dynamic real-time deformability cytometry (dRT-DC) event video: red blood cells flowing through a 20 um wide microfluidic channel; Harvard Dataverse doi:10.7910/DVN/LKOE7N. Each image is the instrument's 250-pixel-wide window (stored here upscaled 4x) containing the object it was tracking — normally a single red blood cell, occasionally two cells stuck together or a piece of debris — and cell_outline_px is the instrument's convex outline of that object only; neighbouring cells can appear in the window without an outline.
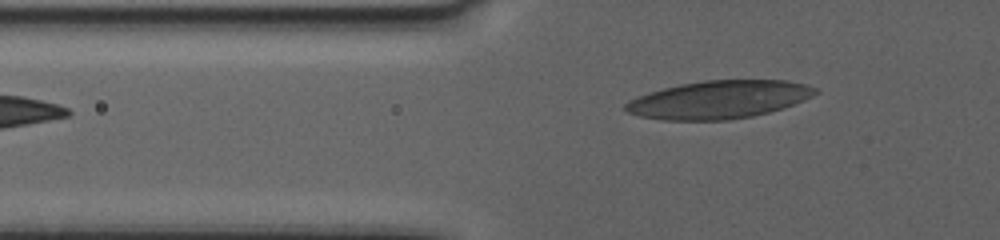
{"species": "human", "species_latin": "Homo sapiens", "temperature_condition": "warm", "stored_images_in_passage": 45, "camera_frame_rate_fps": 3000, "um_per_image_px": 0.085, "donor": {"sex": "female"}, "frame": {"image": 1, "passage_image": 3, "time_ms": 0.667, "image_size_px": [1000, 240], "cell_outline_px": [[820, 92], [812, 96], [784, 108], [752, 116], [728, 120], [664, 120], [640, 116], [628, 112], [624, 108], [624, 104], [628, 100], [636, 96], [648, 92], [680, 84], [704, 80], [788, 80], [804, 84], [816, 88]], "centroid_in_image_um": [61.09, 8.46], "position_along_channel_um": 64.7, "area_um2": 42.02}}
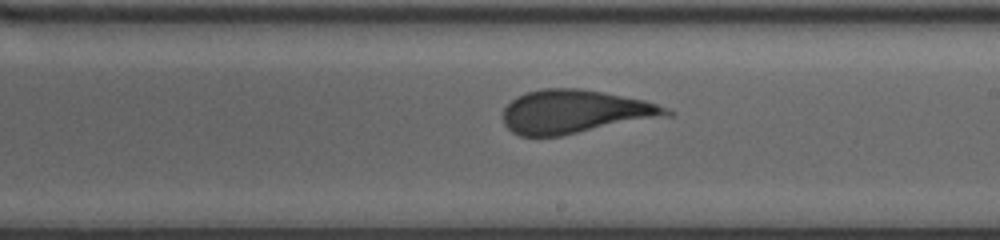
{"frame": {"image": 2, "passage_image": 21, "time_ms": 6.667, "image_size_px": [1000, 240], "cell_outline_px": [[672, 116], [560, 136], [520, 136], [512, 132], [504, 124], [504, 108], [516, 96], [528, 92], [544, 88], [580, 88], [604, 92], [644, 100], [668, 108], [672, 112]], "centroid_in_image_um": [48.9, 9.5], "position_along_channel_um": 240.1, "area_um2": 41.56}}
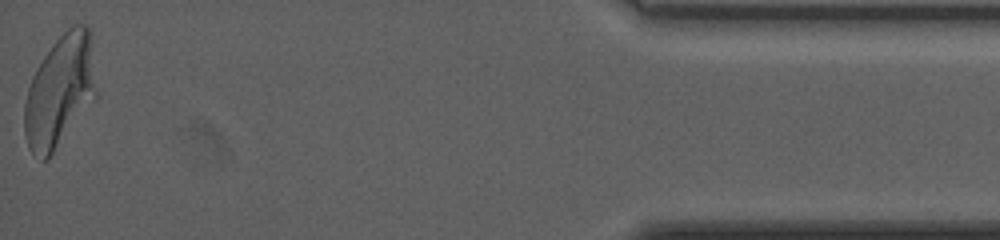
{"frame": {"image": 3, "passage_image": 45, "time_ms": 14.667, "image_size_px": [1000, 240], "cell_outline_px": [[96, 100], [48, 160], [40, 160], [28, 148], [24, 132], [24, 104], [28, 88], [32, 76], [36, 68], [44, 56], [56, 40], [72, 24], [84, 24], [92, 32], [96, 92]], "centroid_in_image_um": [5.11, 7.77], "position_along_channel_um": 430.1, "area_um2": 47.57}, "authors_computed_cell_mechanics": {"area_um2": 41.5582, "velocity_mm_per_s": 3.1814, "shape_relaxation_time_tau1_ms": null, "shape_relaxation_time_tau2_ms": 1.2449, "deformation_change_tau1": null, "deformation_change_tau2": 0.1016}}